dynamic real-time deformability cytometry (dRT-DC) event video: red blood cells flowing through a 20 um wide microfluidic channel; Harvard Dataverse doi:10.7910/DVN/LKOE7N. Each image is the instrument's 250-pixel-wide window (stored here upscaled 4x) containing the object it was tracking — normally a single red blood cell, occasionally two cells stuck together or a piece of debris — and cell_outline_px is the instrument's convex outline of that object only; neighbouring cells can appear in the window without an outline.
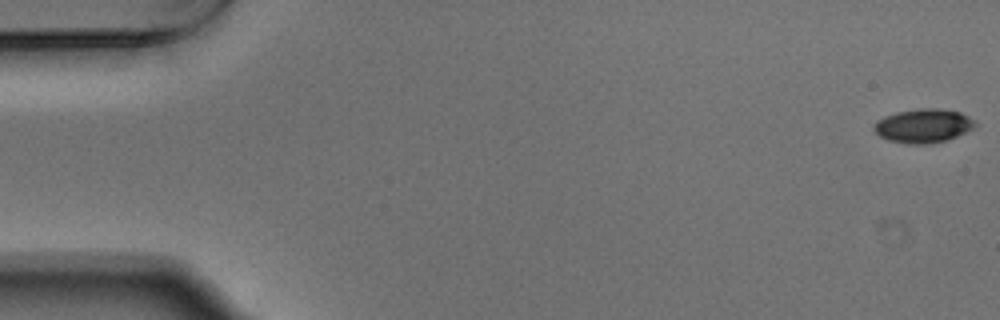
{"species": "Egyptian fruit bat (a non-hibernating species)", "species_latin": "Rousettus aegyptiacus", "temperature_condition": "warm", "stored_images_in_passage": 52, "camera_frame_rate_fps": 3000, "um_per_image_px": 0.085, "animal": {"sex": "male"}, "frame": {"image": 1, "passage_image": 1, "time_ms": 0.0, "image_size_px": [1000, 320], "cell_outline_px": [[976, 124], [972, 128], [948, 140], [924, 144], [908, 144], [888, 140], [880, 136], [872, 128], [876, 120], [884, 116], [896, 112], [920, 108], [940, 108], [960, 112], [976, 120]], "centroid_in_image_um": [78.46, 10.68], "position_along_channel_um": 6.5, "area_um2": 20.0}}
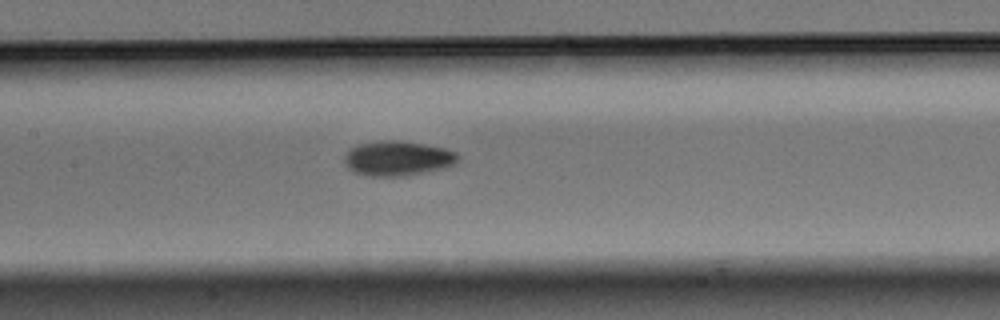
{"frame": {"image": 2, "passage_image": 26, "time_ms": 8.333, "image_size_px": [1000, 320], "cell_outline_px": [[460, 156], [456, 164], [444, 168], [408, 176], [368, 176], [356, 172], [348, 168], [344, 164], [344, 156], [356, 144], [380, 140], [400, 140], [424, 144], [444, 148], [456, 152]], "centroid_in_image_um": [33.82, 13.46], "position_along_channel_um": 173.6, "area_um2": 23.29}}
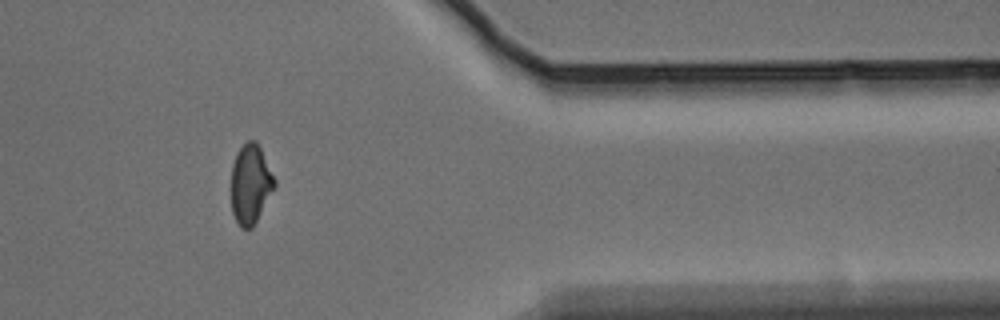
{"frame": {"image": 3, "passage_image": 45, "time_ms": 14.667, "image_size_px": [1000, 320], "cell_outline_px": [[276, 184], [252, 228], [240, 228], [232, 212], [232, 164], [236, 152], [248, 140], [256, 140], [276, 180]], "centroid_in_image_um": [21.28, 15.63], "position_along_channel_um": 390.1, "area_um2": 19.77}}